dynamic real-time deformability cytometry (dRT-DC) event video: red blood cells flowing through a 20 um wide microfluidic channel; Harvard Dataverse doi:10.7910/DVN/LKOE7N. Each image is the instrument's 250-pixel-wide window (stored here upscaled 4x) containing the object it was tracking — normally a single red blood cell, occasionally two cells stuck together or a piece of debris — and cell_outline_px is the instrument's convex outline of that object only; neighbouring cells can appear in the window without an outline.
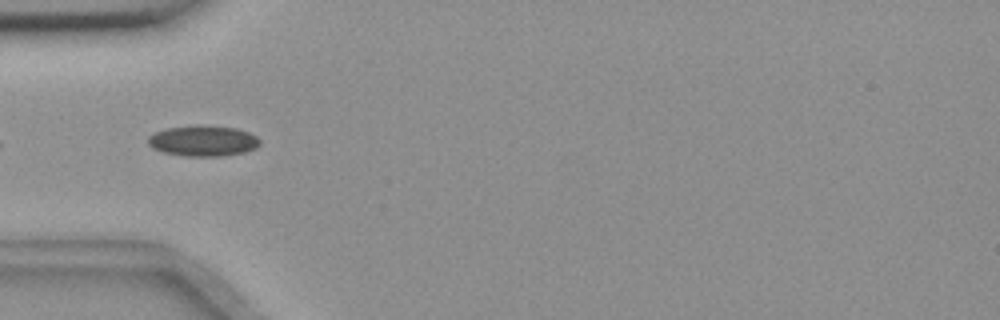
{"species": "common noctule bat (a hibernating species)", "species_latin": "Nyctalus noctula", "temperature_condition": "room temperature", "stored_images_in_passage": 7, "camera_frame_rate_fps": 3000, "um_per_image_px": 0.085, "animal": {"sex": "female", "body_mass_g": 18.4}, "frame": {"image": 1, "passage_image": 3, "time_ms": 0.667, "image_size_px": [1000, 320], "cell_outline_px": [[260, 144], [256, 148], [244, 152], [220, 156], [184, 156], [164, 152], [148, 144], [148, 136], [156, 132], [168, 128], [236, 128], [248, 132], [256, 136], [260, 140]], "centroid_in_image_um": [17.3, 12.02], "position_along_channel_um": 67.7, "area_um2": 18.96}}